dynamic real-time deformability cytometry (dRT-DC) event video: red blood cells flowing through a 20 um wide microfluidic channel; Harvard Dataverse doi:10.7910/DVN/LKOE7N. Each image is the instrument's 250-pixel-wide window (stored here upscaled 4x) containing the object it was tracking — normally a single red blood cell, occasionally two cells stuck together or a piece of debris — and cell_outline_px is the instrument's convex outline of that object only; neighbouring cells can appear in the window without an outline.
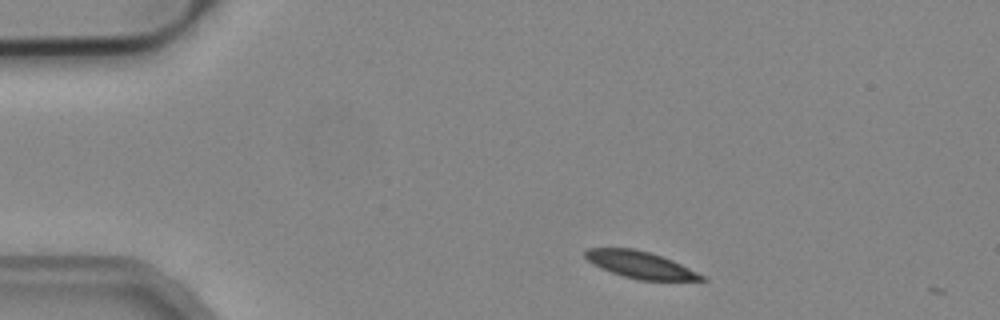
{"species": "common noctule bat (a hibernating species)", "species_latin": "Nyctalus noctula", "temperature_condition": "cold", "stored_images_in_passage": 3, "camera_frame_rate_fps": 3000, "um_per_image_px": 0.085, "animal": {"sex": "male", "body_mass_g": 19.2, "forearm_length_mm": 51.8}, "frame": {"image": 1, "passage_image": 1, "time_ms": 0.0, "image_size_px": [1000, 320], "cell_outline_px": [[708, 280], [636, 280], [600, 268], [592, 264], [584, 256], [584, 252], [588, 248], [632, 248], [648, 252], [672, 260], [704, 276]], "centroid_in_image_um": [54.38, 22.51], "position_along_channel_um": 30.6, "area_um2": 17.98}}